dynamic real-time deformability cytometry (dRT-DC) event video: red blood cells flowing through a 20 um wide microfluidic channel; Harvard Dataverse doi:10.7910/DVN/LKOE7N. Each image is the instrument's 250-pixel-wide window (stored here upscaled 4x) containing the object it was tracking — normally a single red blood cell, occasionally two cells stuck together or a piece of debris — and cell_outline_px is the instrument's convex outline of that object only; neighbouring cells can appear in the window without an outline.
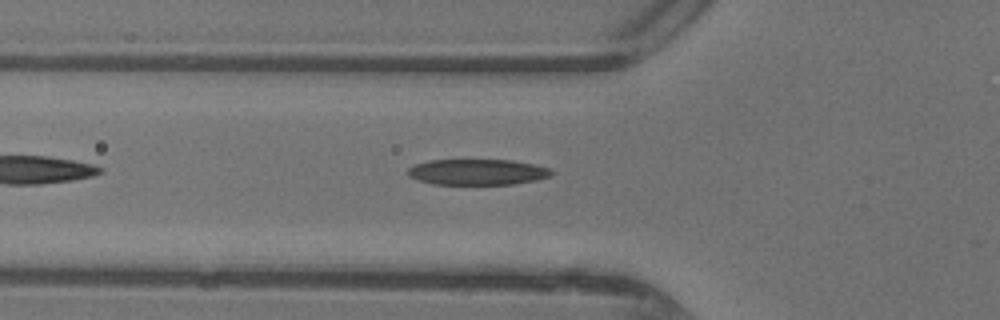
{"species": "common noctule bat (a hibernating species)", "species_latin": "Nyctalus noctula", "temperature_condition": "warm", "stored_images_in_passage": 33, "camera_frame_rate_fps": 3000, "um_per_image_px": 0.085, "animal": {"sex": "female"}, "frame": {"image": 1, "passage_image": 5, "time_ms": 1.333, "image_size_px": [1000, 320], "cell_outline_px": [[552, 176], [536, 180], [512, 184], [432, 184], [416, 180], [408, 176], [408, 168], [416, 164], [432, 160], [512, 160], [532, 164], [548, 168], [552, 172]], "centroid_in_image_um": [40.55, 14.63], "position_along_channel_um": 85.2, "area_um2": 21.5}}
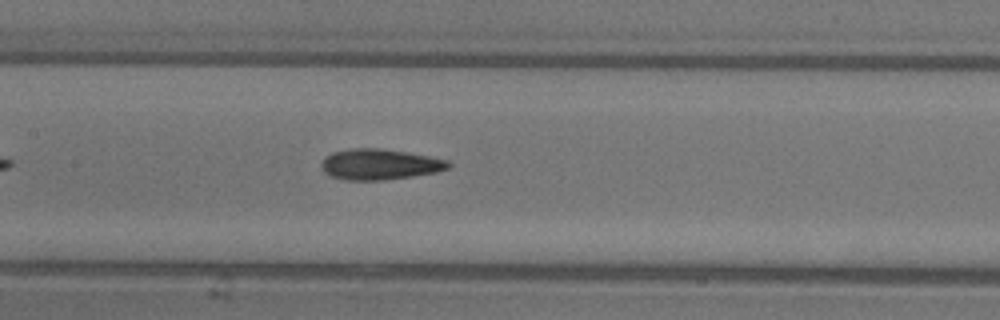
{"frame": {"image": 2, "passage_image": 11, "time_ms": 3.333, "image_size_px": [1000, 320], "cell_outline_px": [[452, 164], [448, 168], [436, 172], [412, 176], [384, 180], [344, 180], [332, 176], [324, 172], [320, 164], [324, 156], [332, 152], [352, 148], [380, 148], [408, 152], [448, 160]], "centroid_in_image_um": [32.25, 13.96], "position_along_channel_um": 175.2, "area_um2": 22.83}}
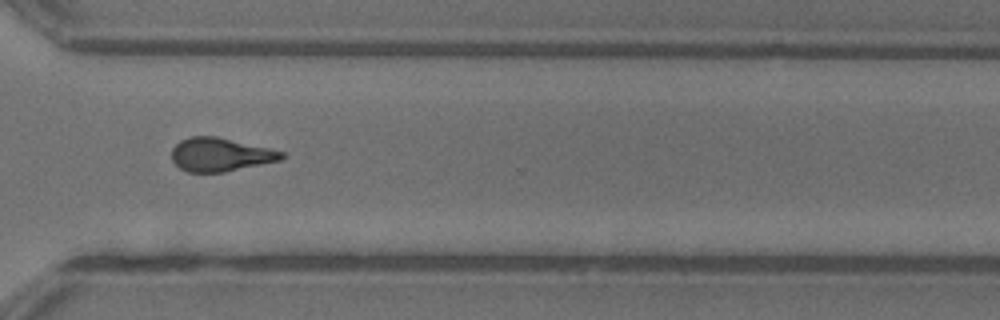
{"frame": {"image": 3, "passage_image": 23, "time_ms": 7.333, "image_size_px": [1000, 320], "cell_outline_px": [[284, 156], [280, 160], [224, 172], [188, 172], [180, 168], [172, 160], [172, 148], [180, 140], [192, 136], [216, 136], [268, 148], [284, 152]], "centroid_in_image_um": [18.7, 13.14], "position_along_channel_um": 351.9, "area_um2": 21.21}, "authors_computed_cell_mechanics": {"area_um2": 21.8484, "velocity_mm_per_s": 4.4356, "shape_relaxation_time_tau1_ms": 4.0054, "shape_relaxation_time_tau2_ms": 2.176, "deformation_change_tau1": 0.1775, "deformation_change_tau2": 0.1213}}